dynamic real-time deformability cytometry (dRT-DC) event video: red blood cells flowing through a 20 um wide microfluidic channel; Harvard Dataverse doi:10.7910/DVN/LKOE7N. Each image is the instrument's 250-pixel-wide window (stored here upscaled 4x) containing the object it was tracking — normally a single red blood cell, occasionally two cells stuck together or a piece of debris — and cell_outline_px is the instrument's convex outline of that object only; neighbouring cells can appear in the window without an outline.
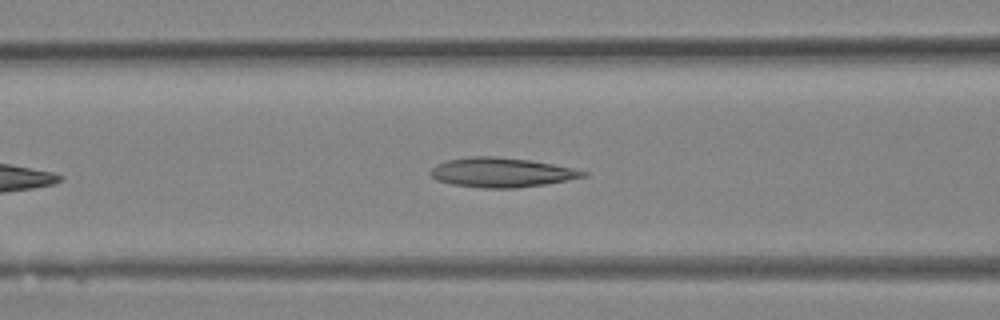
{"species": "Egyptian fruit bat (a non-hibernating species)", "species_latin": "Rousettus aegyptiacus", "temperature_condition": "room temperature", "stored_images_in_passage": 26, "camera_frame_rate_fps": 3000, "um_per_image_px": 0.085, "animal": {"sex": "female"}, "frame": {"image": 1, "passage_image": 7, "time_ms": 2.0, "image_size_px": [1000, 320], "cell_outline_px": [[588, 176], [568, 180], [544, 184], [516, 188], [484, 188], [452, 184], [436, 180], [428, 172], [436, 164], [448, 160], [468, 156], [492, 156], [528, 160], [552, 164], [572, 168], [588, 172]], "centroid_in_image_um": [42.6, 14.66], "position_along_channel_um": 124.0, "area_um2": 26.13}}
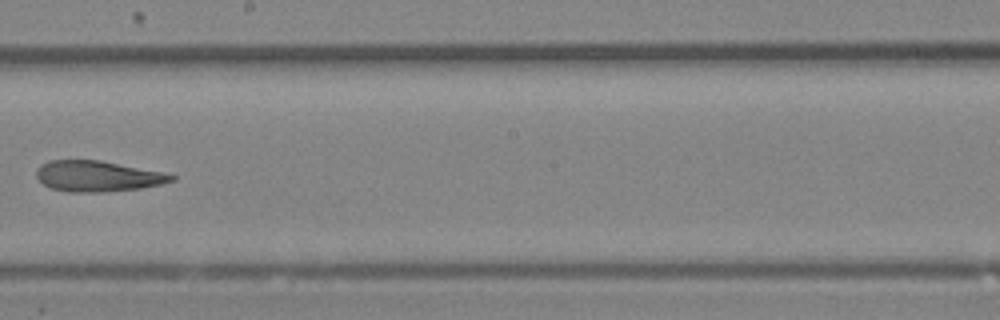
{"frame": {"image": 2, "passage_image": 13, "time_ms": 4.0, "image_size_px": [1000, 320], "cell_outline_px": [[176, 180], [160, 184], [140, 188], [104, 192], [68, 192], [52, 188], [44, 184], [36, 176], [36, 168], [40, 164], [48, 160], [100, 160], [164, 172], [176, 176]], "centroid_in_image_um": [8.29, 14.97], "position_along_channel_um": 239.9, "area_um2": 24.28}}
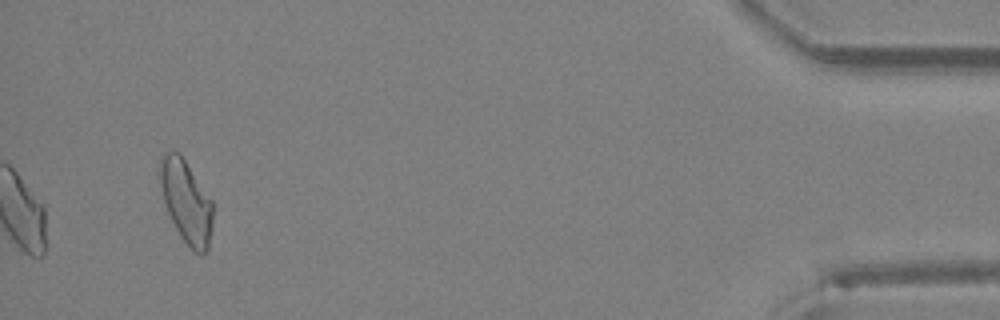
{"frame": {"image": 3, "passage_image": 26, "time_ms": 8.333, "image_size_px": [1000, 320], "cell_outline_px": [[212, 228], [208, 252], [200, 256], [180, 236], [164, 204], [156, 176], [156, 172], [160, 156], [164, 152], [180, 152], [212, 200]], "centroid_in_image_um": [15.78, 17.08], "position_along_channel_um": 419.4, "area_um2": 26.13}}